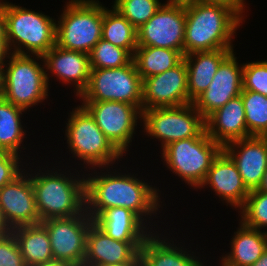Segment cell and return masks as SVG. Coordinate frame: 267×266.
<instances>
[{
  "instance_id": "cell-9",
  "label": "cell",
  "mask_w": 267,
  "mask_h": 266,
  "mask_svg": "<svg viewBox=\"0 0 267 266\" xmlns=\"http://www.w3.org/2000/svg\"><path fill=\"white\" fill-rule=\"evenodd\" d=\"M142 120L144 132L159 139L162 149L174 141L199 137L206 131L205 119L193 103L142 110Z\"/></svg>"
},
{
  "instance_id": "cell-5",
  "label": "cell",
  "mask_w": 267,
  "mask_h": 266,
  "mask_svg": "<svg viewBox=\"0 0 267 266\" xmlns=\"http://www.w3.org/2000/svg\"><path fill=\"white\" fill-rule=\"evenodd\" d=\"M56 21V45L89 54L100 41L103 5L98 0H70Z\"/></svg>"
},
{
  "instance_id": "cell-24",
  "label": "cell",
  "mask_w": 267,
  "mask_h": 266,
  "mask_svg": "<svg viewBox=\"0 0 267 266\" xmlns=\"http://www.w3.org/2000/svg\"><path fill=\"white\" fill-rule=\"evenodd\" d=\"M155 233H150L139 251L141 266H204L200 258L193 255L194 252L189 254L187 249L174 245L173 240Z\"/></svg>"
},
{
  "instance_id": "cell-40",
  "label": "cell",
  "mask_w": 267,
  "mask_h": 266,
  "mask_svg": "<svg viewBox=\"0 0 267 266\" xmlns=\"http://www.w3.org/2000/svg\"><path fill=\"white\" fill-rule=\"evenodd\" d=\"M12 232L11 227L7 224L4 215L2 213V209L0 207V237L7 236Z\"/></svg>"
},
{
  "instance_id": "cell-43",
  "label": "cell",
  "mask_w": 267,
  "mask_h": 266,
  "mask_svg": "<svg viewBox=\"0 0 267 266\" xmlns=\"http://www.w3.org/2000/svg\"><path fill=\"white\" fill-rule=\"evenodd\" d=\"M99 266H141V261H126L123 263H116L111 265H99Z\"/></svg>"
},
{
  "instance_id": "cell-13",
  "label": "cell",
  "mask_w": 267,
  "mask_h": 266,
  "mask_svg": "<svg viewBox=\"0 0 267 266\" xmlns=\"http://www.w3.org/2000/svg\"><path fill=\"white\" fill-rule=\"evenodd\" d=\"M185 6L165 4L137 29L138 46L179 51L184 56Z\"/></svg>"
},
{
  "instance_id": "cell-28",
  "label": "cell",
  "mask_w": 267,
  "mask_h": 266,
  "mask_svg": "<svg viewBox=\"0 0 267 266\" xmlns=\"http://www.w3.org/2000/svg\"><path fill=\"white\" fill-rule=\"evenodd\" d=\"M102 39L126 49L132 56L138 47L137 29L112 6H103Z\"/></svg>"
},
{
  "instance_id": "cell-12",
  "label": "cell",
  "mask_w": 267,
  "mask_h": 266,
  "mask_svg": "<svg viewBox=\"0 0 267 266\" xmlns=\"http://www.w3.org/2000/svg\"><path fill=\"white\" fill-rule=\"evenodd\" d=\"M93 222L86 210L81 215L42 221L49 235L54 260L83 266L87 233Z\"/></svg>"
},
{
  "instance_id": "cell-44",
  "label": "cell",
  "mask_w": 267,
  "mask_h": 266,
  "mask_svg": "<svg viewBox=\"0 0 267 266\" xmlns=\"http://www.w3.org/2000/svg\"><path fill=\"white\" fill-rule=\"evenodd\" d=\"M251 266H267V249L265 250V252L262 254V256L260 257V259L254 263Z\"/></svg>"
},
{
  "instance_id": "cell-4",
  "label": "cell",
  "mask_w": 267,
  "mask_h": 266,
  "mask_svg": "<svg viewBox=\"0 0 267 266\" xmlns=\"http://www.w3.org/2000/svg\"><path fill=\"white\" fill-rule=\"evenodd\" d=\"M35 57V59H34ZM8 63L3 64V98L27 111L29 107L43 102L49 95V74L43 56L12 53Z\"/></svg>"
},
{
  "instance_id": "cell-25",
  "label": "cell",
  "mask_w": 267,
  "mask_h": 266,
  "mask_svg": "<svg viewBox=\"0 0 267 266\" xmlns=\"http://www.w3.org/2000/svg\"><path fill=\"white\" fill-rule=\"evenodd\" d=\"M231 240V251L222 257L221 266H251L267 249V231L246 226L241 220Z\"/></svg>"
},
{
  "instance_id": "cell-19",
  "label": "cell",
  "mask_w": 267,
  "mask_h": 266,
  "mask_svg": "<svg viewBox=\"0 0 267 266\" xmlns=\"http://www.w3.org/2000/svg\"><path fill=\"white\" fill-rule=\"evenodd\" d=\"M209 186L225 200L227 205L241 209L250 193L244 185L236 164L231 157L222 149L213 160L207 172L204 182L199 188Z\"/></svg>"
},
{
  "instance_id": "cell-8",
  "label": "cell",
  "mask_w": 267,
  "mask_h": 266,
  "mask_svg": "<svg viewBox=\"0 0 267 266\" xmlns=\"http://www.w3.org/2000/svg\"><path fill=\"white\" fill-rule=\"evenodd\" d=\"M223 148L205 131L199 137L174 141L162 149V160L191 187L199 188Z\"/></svg>"
},
{
  "instance_id": "cell-38",
  "label": "cell",
  "mask_w": 267,
  "mask_h": 266,
  "mask_svg": "<svg viewBox=\"0 0 267 266\" xmlns=\"http://www.w3.org/2000/svg\"><path fill=\"white\" fill-rule=\"evenodd\" d=\"M11 54L12 50L9 48L7 37H0V64L3 65L5 61L7 62V58H9Z\"/></svg>"
},
{
  "instance_id": "cell-20",
  "label": "cell",
  "mask_w": 267,
  "mask_h": 266,
  "mask_svg": "<svg viewBox=\"0 0 267 266\" xmlns=\"http://www.w3.org/2000/svg\"><path fill=\"white\" fill-rule=\"evenodd\" d=\"M43 59L46 72L55 74L64 84L74 83L76 96L87 88L91 71L89 54L55 45L43 55Z\"/></svg>"
},
{
  "instance_id": "cell-37",
  "label": "cell",
  "mask_w": 267,
  "mask_h": 266,
  "mask_svg": "<svg viewBox=\"0 0 267 266\" xmlns=\"http://www.w3.org/2000/svg\"><path fill=\"white\" fill-rule=\"evenodd\" d=\"M245 0H196L200 3H212V4H223L232 7L242 18L244 17L243 12H245Z\"/></svg>"
},
{
  "instance_id": "cell-3",
  "label": "cell",
  "mask_w": 267,
  "mask_h": 266,
  "mask_svg": "<svg viewBox=\"0 0 267 266\" xmlns=\"http://www.w3.org/2000/svg\"><path fill=\"white\" fill-rule=\"evenodd\" d=\"M58 171L43 173L39 169L35 176L30 174L40 222L81 215L86 210L85 176L75 178Z\"/></svg>"
},
{
  "instance_id": "cell-15",
  "label": "cell",
  "mask_w": 267,
  "mask_h": 266,
  "mask_svg": "<svg viewBox=\"0 0 267 266\" xmlns=\"http://www.w3.org/2000/svg\"><path fill=\"white\" fill-rule=\"evenodd\" d=\"M234 51L220 64L212 82L194 101L195 108L206 120L243 90V65H239Z\"/></svg>"
},
{
  "instance_id": "cell-1",
  "label": "cell",
  "mask_w": 267,
  "mask_h": 266,
  "mask_svg": "<svg viewBox=\"0 0 267 266\" xmlns=\"http://www.w3.org/2000/svg\"><path fill=\"white\" fill-rule=\"evenodd\" d=\"M116 172V169L114 174L111 171L108 172L110 174L100 172L101 175L94 172V176L89 174L85 177L86 213L94 220L107 208L123 207L130 209L148 225L147 218L157 214L161 207L159 189L134 174Z\"/></svg>"
},
{
  "instance_id": "cell-33",
  "label": "cell",
  "mask_w": 267,
  "mask_h": 266,
  "mask_svg": "<svg viewBox=\"0 0 267 266\" xmlns=\"http://www.w3.org/2000/svg\"><path fill=\"white\" fill-rule=\"evenodd\" d=\"M240 210L241 221L246 226L258 230L267 227V192L251 190Z\"/></svg>"
},
{
  "instance_id": "cell-31",
  "label": "cell",
  "mask_w": 267,
  "mask_h": 266,
  "mask_svg": "<svg viewBox=\"0 0 267 266\" xmlns=\"http://www.w3.org/2000/svg\"><path fill=\"white\" fill-rule=\"evenodd\" d=\"M132 59L133 56L126 49L102 38L89 53L91 69L119 68L127 65Z\"/></svg>"
},
{
  "instance_id": "cell-7",
  "label": "cell",
  "mask_w": 267,
  "mask_h": 266,
  "mask_svg": "<svg viewBox=\"0 0 267 266\" xmlns=\"http://www.w3.org/2000/svg\"><path fill=\"white\" fill-rule=\"evenodd\" d=\"M65 136L68 148L83 164L93 168L109 167L123 156L107 139L95 122L94 117L83 106L70 112ZM109 165V166H108Z\"/></svg>"
},
{
  "instance_id": "cell-39",
  "label": "cell",
  "mask_w": 267,
  "mask_h": 266,
  "mask_svg": "<svg viewBox=\"0 0 267 266\" xmlns=\"http://www.w3.org/2000/svg\"><path fill=\"white\" fill-rule=\"evenodd\" d=\"M0 37H7V19L5 15V2L0 0Z\"/></svg>"
},
{
  "instance_id": "cell-6",
  "label": "cell",
  "mask_w": 267,
  "mask_h": 266,
  "mask_svg": "<svg viewBox=\"0 0 267 266\" xmlns=\"http://www.w3.org/2000/svg\"><path fill=\"white\" fill-rule=\"evenodd\" d=\"M5 15L7 41L12 53L43 56L56 45V20L50 16L7 1Z\"/></svg>"
},
{
  "instance_id": "cell-21",
  "label": "cell",
  "mask_w": 267,
  "mask_h": 266,
  "mask_svg": "<svg viewBox=\"0 0 267 266\" xmlns=\"http://www.w3.org/2000/svg\"><path fill=\"white\" fill-rule=\"evenodd\" d=\"M244 110L240 95L229 100L205 120L208 136L222 148L233 141L250 137Z\"/></svg>"
},
{
  "instance_id": "cell-36",
  "label": "cell",
  "mask_w": 267,
  "mask_h": 266,
  "mask_svg": "<svg viewBox=\"0 0 267 266\" xmlns=\"http://www.w3.org/2000/svg\"><path fill=\"white\" fill-rule=\"evenodd\" d=\"M20 155L11 153L9 151L0 150V189L12 182L25 169L22 170ZM20 161V162H19Z\"/></svg>"
},
{
  "instance_id": "cell-26",
  "label": "cell",
  "mask_w": 267,
  "mask_h": 266,
  "mask_svg": "<svg viewBox=\"0 0 267 266\" xmlns=\"http://www.w3.org/2000/svg\"><path fill=\"white\" fill-rule=\"evenodd\" d=\"M27 266H38L54 260L49 235L40 222L12 229Z\"/></svg>"
},
{
  "instance_id": "cell-27",
  "label": "cell",
  "mask_w": 267,
  "mask_h": 266,
  "mask_svg": "<svg viewBox=\"0 0 267 266\" xmlns=\"http://www.w3.org/2000/svg\"><path fill=\"white\" fill-rule=\"evenodd\" d=\"M183 55L173 49L153 46H138L133 54V61L142 80L174 68Z\"/></svg>"
},
{
  "instance_id": "cell-10",
  "label": "cell",
  "mask_w": 267,
  "mask_h": 266,
  "mask_svg": "<svg viewBox=\"0 0 267 266\" xmlns=\"http://www.w3.org/2000/svg\"><path fill=\"white\" fill-rule=\"evenodd\" d=\"M143 80L133 59L119 68L91 69L82 101H118L135 105L142 110Z\"/></svg>"
},
{
  "instance_id": "cell-23",
  "label": "cell",
  "mask_w": 267,
  "mask_h": 266,
  "mask_svg": "<svg viewBox=\"0 0 267 266\" xmlns=\"http://www.w3.org/2000/svg\"><path fill=\"white\" fill-rule=\"evenodd\" d=\"M233 49L193 52L184 55L187 64L188 97L193 102L212 82L220 64Z\"/></svg>"
},
{
  "instance_id": "cell-34",
  "label": "cell",
  "mask_w": 267,
  "mask_h": 266,
  "mask_svg": "<svg viewBox=\"0 0 267 266\" xmlns=\"http://www.w3.org/2000/svg\"><path fill=\"white\" fill-rule=\"evenodd\" d=\"M243 90L267 96V60L243 64Z\"/></svg>"
},
{
  "instance_id": "cell-17",
  "label": "cell",
  "mask_w": 267,
  "mask_h": 266,
  "mask_svg": "<svg viewBox=\"0 0 267 266\" xmlns=\"http://www.w3.org/2000/svg\"><path fill=\"white\" fill-rule=\"evenodd\" d=\"M237 166L249 191L258 189L267 170L266 135L250 136L223 147Z\"/></svg>"
},
{
  "instance_id": "cell-14",
  "label": "cell",
  "mask_w": 267,
  "mask_h": 266,
  "mask_svg": "<svg viewBox=\"0 0 267 266\" xmlns=\"http://www.w3.org/2000/svg\"><path fill=\"white\" fill-rule=\"evenodd\" d=\"M193 103L188 97L187 64L177 66L143 79L142 110L176 107Z\"/></svg>"
},
{
  "instance_id": "cell-41",
  "label": "cell",
  "mask_w": 267,
  "mask_h": 266,
  "mask_svg": "<svg viewBox=\"0 0 267 266\" xmlns=\"http://www.w3.org/2000/svg\"><path fill=\"white\" fill-rule=\"evenodd\" d=\"M38 266H75V265H72L64 261L52 260Z\"/></svg>"
},
{
  "instance_id": "cell-16",
  "label": "cell",
  "mask_w": 267,
  "mask_h": 266,
  "mask_svg": "<svg viewBox=\"0 0 267 266\" xmlns=\"http://www.w3.org/2000/svg\"><path fill=\"white\" fill-rule=\"evenodd\" d=\"M0 207L11 229L40 223L30 173L25 170L0 189Z\"/></svg>"
},
{
  "instance_id": "cell-35",
  "label": "cell",
  "mask_w": 267,
  "mask_h": 266,
  "mask_svg": "<svg viewBox=\"0 0 267 266\" xmlns=\"http://www.w3.org/2000/svg\"><path fill=\"white\" fill-rule=\"evenodd\" d=\"M0 266H27L12 232L0 237Z\"/></svg>"
},
{
  "instance_id": "cell-30",
  "label": "cell",
  "mask_w": 267,
  "mask_h": 266,
  "mask_svg": "<svg viewBox=\"0 0 267 266\" xmlns=\"http://www.w3.org/2000/svg\"><path fill=\"white\" fill-rule=\"evenodd\" d=\"M245 122L251 136L267 135V96L258 92L242 90Z\"/></svg>"
},
{
  "instance_id": "cell-29",
  "label": "cell",
  "mask_w": 267,
  "mask_h": 266,
  "mask_svg": "<svg viewBox=\"0 0 267 266\" xmlns=\"http://www.w3.org/2000/svg\"><path fill=\"white\" fill-rule=\"evenodd\" d=\"M26 110L14 106L0 98V150L9 151L19 155L20 146L23 142L26 131L21 123L22 112Z\"/></svg>"
},
{
  "instance_id": "cell-22",
  "label": "cell",
  "mask_w": 267,
  "mask_h": 266,
  "mask_svg": "<svg viewBox=\"0 0 267 266\" xmlns=\"http://www.w3.org/2000/svg\"><path fill=\"white\" fill-rule=\"evenodd\" d=\"M93 221L109 237L123 242H144L152 233L134 212L123 207L107 208Z\"/></svg>"
},
{
  "instance_id": "cell-2",
  "label": "cell",
  "mask_w": 267,
  "mask_h": 266,
  "mask_svg": "<svg viewBox=\"0 0 267 266\" xmlns=\"http://www.w3.org/2000/svg\"><path fill=\"white\" fill-rule=\"evenodd\" d=\"M184 55L233 49L232 37L244 20L232 7L196 2L185 6Z\"/></svg>"
},
{
  "instance_id": "cell-45",
  "label": "cell",
  "mask_w": 267,
  "mask_h": 266,
  "mask_svg": "<svg viewBox=\"0 0 267 266\" xmlns=\"http://www.w3.org/2000/svg\"><path fill=\"white\" fill-rule=\"evenodd\" d=\"M257 190L267 192V170L265 171L262 183Z\"/></svg>"
},
{
  "instance_id": "cell-32",
  "label": "cell",
  "mask_w": 267,
  "mask_h": 266,
  "mask_svg": "<svg viewBox=\"0 0 267 266\" xmlns=\"http://www.w3.org/2000/svg\"><path fill=\"white\" fill-rule=\"evenodd\" d=\"M112 6L138 29L157 12L162 3L160 0H115Z\"/></svg>"
},
{
  "instance_id": "cell-42",
  "label": "cell",
  "mask_w": 267,
  "mask_h": 266,
  "mask_svg": "<svg viewBox=\"0 0 267 266\" xmlns=\"http://www.w3.org/2000/svg\"><path fill=\"white\" fill-rule=\"evenodd\" d=\"M196 3V0H168L167 3L165 4H173V5H189V4H193Z\"/></svg>"
},
{
  "instance_id": "cell-18",
  "label": "cell",
  "mask_w": 267,
  "mask_h": 266,
  "mask_svg": "<svg viewBox=\"0 0 267 266\" xmlns=\"http://www.w3.org/2000/svg\"><path fill=\"white\" fill-rule=\"evenodd\" d=\"M144 242H123L104 233L94 222L86 239V254L83 266H99L141 261L140 249Z\"/></svg>"
},
{
  "instance_id": "cell-46",
  "label": "cell",
  "mask_w": 267,
  "mask_h": 266,
  "mask_svg": "<svg viewBox=\"0 0 267 266\" xmlns=\"http://www.w3.org/2000/svg\"><path fill=\"white\" fill-rule=\"evenodd\" d=\"M3 65L0 64V98L3 96Z\"/></svg>"
},
{
  "instance_id": "cell-11",
  "label": "cell",
  "mask_w": 267,
  "mask_h": 266,
  "mask_svg": "<svg viewBox=\"0 0 267 266\" xmlns=\"http://www.w3.org/2000/svg\"><path fill=\"white\" fill-rule=\"evenodd\" d=\"M82 105L113 146L125 154L135 134L137 119H142V110L118 101H83Z\"/></svg>"
}]
</instances>
